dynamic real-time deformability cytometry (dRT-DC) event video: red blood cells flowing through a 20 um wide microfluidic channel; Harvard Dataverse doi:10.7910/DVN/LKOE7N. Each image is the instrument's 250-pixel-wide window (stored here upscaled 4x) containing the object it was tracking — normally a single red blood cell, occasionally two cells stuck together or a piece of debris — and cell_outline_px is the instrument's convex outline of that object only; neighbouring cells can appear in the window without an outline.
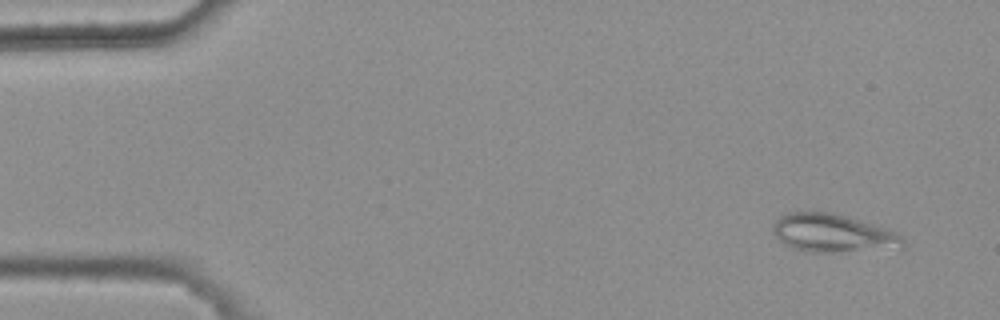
{"species": "common noctule bat (a hibernating species)", "species_latin": "Nyctalus noctula", "temperature_condition": "warm", "stored_images_in_passage": 6, "camera_frame_rate_fps": 3000, "um_per_image_px": 0.085, "animal": {"sex": "female", "body_mass_g": 25.1}, "frame": {"image": 1, "passage_image": 2, "time_ms": 0.333, "image_size_px": [1000, 320], "cell_outline_px": [[904, 248], [832, 252], [804, 252], [784, 244], [776, 236], [772, 228], [772, 224], [780, 216], [788, 212], [832, 212], [888, 228], [896, 232], [904, 240]], "centroid_in_image_um": [70.8, 19.82], "position_along_channel_um": 14.2, "area_um2": 29.02}}